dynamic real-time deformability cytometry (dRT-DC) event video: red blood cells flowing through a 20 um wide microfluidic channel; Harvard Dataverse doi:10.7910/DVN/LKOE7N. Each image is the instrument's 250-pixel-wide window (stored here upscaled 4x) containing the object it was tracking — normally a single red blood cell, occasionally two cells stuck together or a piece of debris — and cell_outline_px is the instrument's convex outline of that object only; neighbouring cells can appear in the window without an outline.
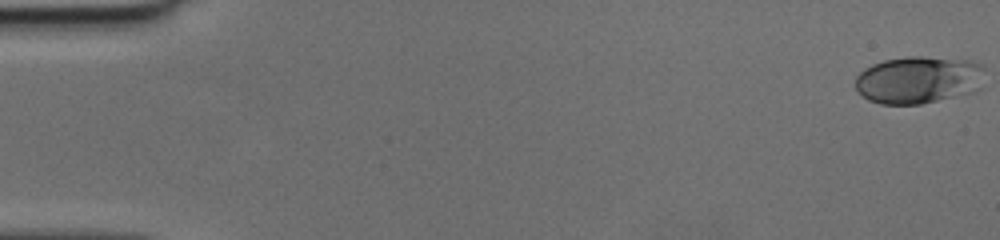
{"species": "human", "species_latin": "Homo sapiens", "temperature_condition": "cold", "stored_images_in_passage": 31, "camera_frame_rate_fps": 3000, "um_per_image_px": 0.085, "donor": {"sex": "female"}, "frame": {"image": 1, "passage_image": 1, "time_ms": 0.0, "image_size_px": [1000, 240], "cell_outline_px": [[984, 68], [980, 88], [972, 92], [920, 104], [880, 104], [868, 100], [856, 92], [856, 76], [864, 68], [872, 64], [884, 60], [908, 56], [924, 56], [968, 60], [984, 64]], "centroid_in_image_um": [78.05, 6.77], "position_along_channel_um": 7.0, "area_um2": 36.01}}
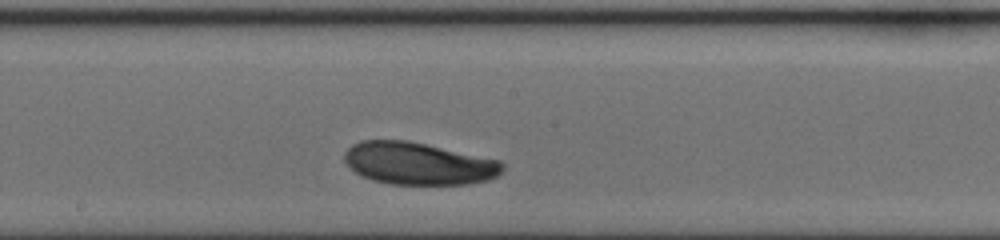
{"frame": {"image": 2, "passage_image": 19, "time_ms": 6.0, "image_size_px": [1000, 240], "cell_outline_px": [[504, 168], [496, 176], [488, 180], [468, 184], [392, 184], [372, 180], [360, 176], [348, 168], [344, 160], [344, 152], [352, 144], [360, 140], [408, 140], [500, 160], [504, 164]], "centroid_in_image_um": [35.52, 13.89], "position_along_channel_um": 212.7, "area_um2": 39.25}}
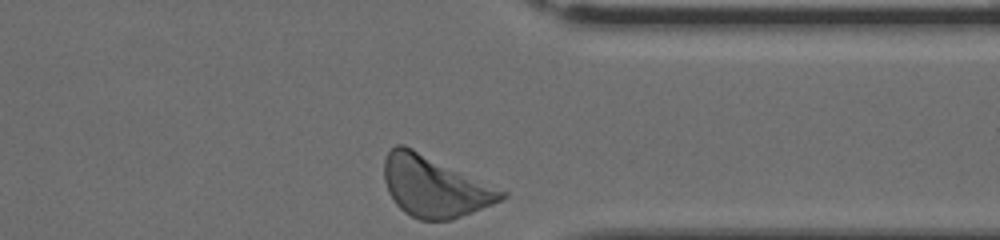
{"frame": {"image": 3, "passage_image": 31, "time_ms": 10.0, "image_size_px": [1000, 240], "cell_outline_px": [[508, 196], [492, 204], [452, 220], [420, 220], [404, 212], [396, 204], [388, 192], [384, 180], [384, 160], [388, 152], [396, 144], [404, 144], [508, 192]], "centroid_in_image_um": [36.92, 15.85], "position_along_channel_um": 374.5, "area_um2": 41.44}}